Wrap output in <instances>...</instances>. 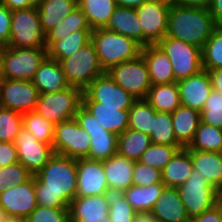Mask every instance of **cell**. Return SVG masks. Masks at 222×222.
Returning <instances> with one entry per match:
<instances>
[{
  "label": "cell",
  "instance_id": "obj_1",
  "mask_svg": "<svg viewBox=\"0 0 222 222\" xmlns=\"http://www.w3.org/2000/svg\"><path fill=\"white\" fill-rule=\"evenodd\" d=\"M37 204L68 208L77 194V160L54 154L35 175Z\"/></svg>",
  "mask_w": 222,
  "mask_h": 222
},
{
  "label": "cell",
  "instance_id": "obj_2",
  "mask_svg": "<svg viewBox=\"0 0 222 222\" xmlns=\"http://www.w3.org/2000/svg\"><path fill=\"white\" fill-rule=\"evenodd\" d=\"M218 26L208 8L170 7L166 35L202 49Z\"/></svg>",
  "mask_w": 222,
  "mask_h": 222
},
{
  "label": "cell",
  "instance_id": "obj_3",
  "mask_svg": "<svg viewBox=\"0 0 222 222\" xmlns=\"http://www.w3.org/2000/svg\"><path fill=\"white\" fill-rule=\"evenodd\" d=\"M91 42L104 72L118 64L136 59L142 49L134 39L105 28L94 29L91 32Z\"/></svg>",
  "mask_w": 222,
  "mask_h": 222
},
{
  "label": "cell",
  "instance_id": "obj_4",
  "mask_svg": "<svg viewBox=\"0 0 222 222\" xmlns=\"http://www.w3.org/2000/svg\"><path fill=\"white\" fill-rule=\"evenodd\" d=\"M83 90L69 86L55 93L40 94L34 112L53 125L75 118L82 106Z\"/></svg>",
  "mask_w": 222,
  "mask_h": 222
},
{
  "label": "cell",
  "instance_id": "obj_5",
  "mask_svg": "<svg viewBox=\"0 0 222 222\" xmlns=\"http://www.w3.org/2000/svg\"><path fill=\"white\" fill-rule=\"evenodd\" d=\"M46 56V48L0 47L3 79L31 81Z\"/></svg>",
  "mask_w": 222,
  "mask_h": 222
},
{
  "label": "cell",
  "instance_id": "obj_6",
  "mask_svg": "<svg viewBox=\"0 0 222 222\" xmlns=\"http://www.w3.org/2000/svg\"><path fill=\"white\" fill-rule=\"evenodd\" d=\"M59 63L67 83L82 90L96 77L105 73L100 66L95 47L91 41Z\"/></svg>",
  "mask_w": 222,
  "mask_h": 222
},
{
  "label": "cell",
  "instance_id": "obj_7",
  "mask_svg": "<svg viewBox=\"0 0 222 222\" xmlns=\"http://www.w3.org/2000/svg\"><path fill=\"white\" fill-rule=\"evenodd\" d=\"M177 190L190 219L201 215L220 202V192L209 185L206 177H202L195 169L187 180L177 187Z\"/></svg>",
  "mask_w": 222,
  "mask_h": 222
},
{
  "label": "cell",
  "instance_id": "obj_8",
  "mask_svg": "<svg viewBox=\"0 0 222 222\" xmlns=\"http://www.w3.org/2000/svg\"><path fill=\"white\" fill-rule=\"evenodd\" d=\"M17 48H46L36 7L12 11L11 32L8 45Z\"/></svg>",
  "mask_w": 222,
  "mask_h": 222
},
{
  "label": "cell",
  "instance_id": "obj_9",
  "mask_svg": "<svg viewBox=\"0 0 222 222\" xmlns=\"http://www.w3.org/2000/svg\"><path fill=\"white\" fill-rule=\"evenodd\" d=\"M157 45L170 59L175 82L198 74L203 70L201 48L167 36H164Z\"/></svg>",
  "mask_w": 222,
  "mask_h": 222
},
{
  "label": "cell",
  "instance_id": "obj_10",
  "mask_svg": "<svg viewBox=\"0 0 222 222\" xmlns=\"http://www.w3.org/2000/svg\"><path fill=\"white\" fill-rule=\"evenodd\" d=\"M90 135L77 123L75 118L54 126V153L72 159L88 158L90 152Z\"/></svg>",
  "mask_w": 222,
  "mask_h": 222
},
{
  "label": "cell",
  "instance_id": "obj_11",
  "mask_svg": "<svg viewBox=\"0 0 222 222\" xmlns=\"http://www.w3.org/2000/svg\"><path fill=\"white\" fill-rule=\"evenodd\" d=\"M107 73L114 82L130 93L135 99H146L152 84L144 58L123 62L112 67Z\"/></svg>",
  "mask_w": 222,
  "mask_h": 222
},
{
  "label": "cell",
  "instance_id": "obj_12",
  "mask_svg": "<svg viewBox=\"0 0 222 222\" xmlns=\"http://www.w3.org/2000/svg\"><path fill=\"white\" fill-rule=\"evenodd\" d=\"M75 120L90 135L89 159L103 161L117 153L118 135L105 130L83 106L79 108Z\"/></svg>",
  "mask_w": 222,
  "mask_h": 222
},
{
  "label": "cell",
  "instance_id": "obj_13",
  "mask_svg": "<svg viewBox=\"0 0 222 222\" xmlns=\"http://www.w3.org/2000/svg\"><path fill=\"white\" fill-rule=\"evenodd\" d=\"M136 99L117 85L110 75L96 77L84 90L82 101H95L100 106H120V110H129Z\"/></svg>",
  "mask_w": 222,
  "mask_h": 222
},
{
  "label": "cell",
  "instance_id": "obj_14",
  "mask_svg": "<svg viewBox=\"0 0 222 222\" xmlns=\"http://www.w3.org/2000/svg\"><path fill=\"white\" fill-rule=\"evenodd\" d=\"M170 7L160 0H147L135 8L143 31V47L157 44L166 35Z\"/></svg>",
  "mask_w": 222,
  "mask_h": 222
},
{
  "label": "cell",
  "instance_id": "obj_15",
  "mask_svg": "<svg viewBox=\"0 0 222 222\" xmlns=\"http://www.w3.org/2000/svg\"><path fill=\"white\" fill-rule=\"evenodd\" d=\"M39 95L32 81L3 79L0 106L22 114L34 111Z\"/></svg>",
  "mask_w": 222,
  "mask_h": 222
},
{
  "label": "cell",
  "instance_id": "obj_16",
  "mask_svg": "<svg viewBox=\"0 0 222 222\" xmlns=\"http://www.w3.org/2000/svg\"><path fill=\"white\" fill-rule=\"evenodd\" d=\"M18 161L36 175L55 154L53 146L38 141L25 128L20 130L14 142Z\"/></svg>",
  "mask_w": 222,
  "mask_h": 222
},
{
  "label": "cell",
  "instance_id": "obj_17",
  "mask_svg": "<svg viewBox=\"0 0 222 222\" xmlns=\"http://www.w3.org/2000/svg\"><path fill=\"white\" fill-rule=\"evenodd\" d=\"M0 206L7 217H28L38 206L35 190V175L27 182L11 186L0 193Z\"/></svg>",
  "mask_w": 222,
  "mask_h": 222
},
{
  "label": "cell",
  "instance_id": "obj_18",
  "mask_svg": "<svg viewBox=\"0 0 222 222\" xmlns=\"http://www.w3.org/2000/svg\"><path fill=\"white\" fill-rule=\"evenodd\" d=\"M110 194L103 161L89 158L77 159L76 197Z\"/></svg>",
  "mask_w": 222,
  "mask_h": 222
},
{
  "label": "cell",
  "instance_id": "obj_19",
  "mask_svg": "<svg viewBox=\"0 0 222 222\" xmlns=\"http://www.w3.org/2000/svg\"><path fill=\"white\" fill-rule=\"evenodd\" d=\"M68 210L69 222H111L109 194L75 197Z\"/></svg>",
  "mask_w": 222,
  "mask_h": 222
},
{
  "label": "cell",
  "instance_id": "obj_20",
  "mask_svg": "<svg viewBox=\"0 0 222 222\" xmlns=\"http://www.w3.org/2000/svg\"><path fill=\"white\" fill-rule=\"evenodd\" d=\"M182 106L202 111L206 100L213 91L207 70L176 82Z\"/></svg>",
  "mask_w": 222,
  "mask_h": 222
},
{
  "label": "cell",
  "instance_id": "obj_21",
  "mask_svg": "<svg viewBox=\"0 0 222 222\" xmlns=\"http://www.w3.org/2000/svg\"><path fill=\"white\" fill-rule=\"evenodd\" d=\"M140 55L147 65L152 86L175 82L170 59L157 44L142 47Z\"/></svg>",
  "mask_w": 222,
  "mask_h": 222
},
{
  "label": "cell",
  "instance_id": "obj_22",
  "mask_svg": "<svg viewBox=\"0 0 222 222\" xmlns=\"http://www.w3.org/2000/svg\"><path fill=\"white\" fill-rule=\"evenodd\" d=\"M135 161L118 153L103 160L105 177L110 193H120L127 190L132 184V175Z\"/></svg>",
  "mask_w": 222,
  "mask_h": 222
},
{
  "label": "cell",
  "instance_id": "obj_23",
  "mask_svg": "<svg viewBox=\"0 0 222 222\" xmlns=\"http://www.w3.org/2000/svg\"><path fill=\"white\" fill-rule=\"evenodd\" d=\"M150 212L163 222H190L177 188L164 187Z\"/></svg>",
  "mask_w": 222,
  "mask_h": 222
},
{
  "label": "cell",
  "instance_id": "obj_24",
  "mask_svg": "<svg viewBox=\"0 0 222 222\" xmlns=\"http://www.w3.org/2000/svg\"><path fill=\"white\" fill-rule=\"evenodd\" d=\"M31 81L39 94L55 93L70 86L60 63L48 56L41 62Z\"/></svg>",
  "mask_w": 222,
  "mask_h": 222
},
{
  "label": "cell",
  "instance_id": "obj_25",
  "mask_svg": "<svg viewBox=\"0 0 222 222\" xmlns=\"http://www.w3.org/2000/svg\"><path fill=\"white\" fill-rule=\"evenodd\" d=\"M82 106L105 130L119 135L128 128L129 110H120V106H100L95 101H82Z\"/></svg>",
  "mask_w": 222,
  "mask_h": 222
},
{
  "label": "cell",
  "instance_id": "obj_26",
  "mask_svg": "<svg viewBox=\"0 0 222 222\" xmlns=\"http://www.w3.org/2000/svg\"><path fill=\"white\" fill-rule=\"evenodd\" d=\"M193 169L205 176L209 185L222 191V153L200 150H190Z\"/></svg>",
  "mask_w": 222,
  "mask_h": 222
},
{
  "label": "cell",
  "instance_id": "obj_27",
  "mask_svg": "<svg viewBox=\"0 0 222 222\" xmlns=\"http://www.w3.org/2000/svg\"><path fill=\"white\" fill-rule=\"evenodd\" d=\"M105 29L132 38L143 47V31L135 8L117 6Z\"/></svg>",
  "mask_w": 222,
  "mask_h": 222
},
{
  "label": "cell",
  "instance_id": "obj_28",
  "mask_svg": "<svg viewBox=\"0 0 222 222\" xmlns=\"http://www.w3.org/2000/svg\"><path fill=\"white\" fill-rule=\"evenodd\" d=\"M193 171L190 150L182 147L176 151L172 159L161 171L165 187L177 188L182 185Z\"/></svg>",
  "mask_w": 222,
  "mask_h": 222
},
{
  "label": "cell",
  "instance_id": "obj_29",
  "mask_svg": "<svg viewBox=\"0 0 222 222\" xmlns=\"http://www.w3.org/2000/svg\"><path fill=\"white\" fill-rule=\"evenodd\" d=\"M171 117L177 142L182 147H187L201 122L200 111L180 105L171 113Z\"/></svg>",
  "mask_w": 222,
  "mask_h": 222
},
{
  "label": "cell",
  "instance_id": "obj_30",
  "mask_svg": "<svg viewBox=\"0 0 222 222\" xmlns=\"http://www.w3.org/2000/svg\"><path fill=\"white\" fill-rule=\"evenodd\" d=\"M78 7V0H39L37 9L44 33L53 29Z\"/></svg>",
  "mask_w": 222,
  "mask_h": 222
},
{
  "label": "cell",
  "instance_id": "obj_31",
  "mask_svg": "<svg viewBox=\"0 0 222 222\" xmlns=\"http://www.w3.org/2000/svg\"><path fill=\"white\" fill-rule=\"evenodd\" d=\"M92 31L93 30H77L61 40L54 41L47 48V56L58 62L72 56L91 41Z\"/></svg>",
  "mask_w": 222,
  "mask_h": 222
},
{
  "label": "cell",
  "instance_id": "obj_32",
  "mask_svg": "<svg viewBox=\"0 0 222 222\" xmlns=\"http://www.w3.org/2000/svg\"><path fill=\"white\" fill-rule=\"evenodd\" d=\"M146 100L155 111L160 112L173 113L181 105L176 82L151 86Z\"/></svg>",
  "mask_w": 222,
  "mask_h": 222
},
{
  "label": "cell",
  "instance_id": "obj_33",
  "mask_svg": "<svg viewBox=\"0 0 222 222\" xmlns=\"http://www.w3.org/2000/svg\"><path fill=\"white\" fill-rule=\"evenodd\" d=\"M165 187L164 183L152 184L149 186L131 185L123 191L126 200L137 212H150Z\"/></svg>",
  "mask_w": 222,
  "mask_h": 222
},
{
  "label": "cell",
  "instance_id": "obj_34",
  "mask_svg": "<svg viewBox=\"0 0 222 222\" xmlns=\"http://www.w3.org/2000/svg\"><path fill=\"white\" fill-rule=\"evenodd\" d=\"M91 29L105 28L117 7L115 0H78Z\"/></svg>",
  "mask_w": 222,
  "mask_h": 222
},
{
  "label": "cell",
  "instance_id": "obj_35",
  "mask_svg": "<svg viewBox=\"0 0 222 222\" xmlns=\"http://www.w3.org/2000/svg\"><path fill=\"white\" fill-rule=\"evenodd\" d=\"M150 144L151 139L148 134L127 128L118 135L117 153L133 161H138Z\"/></svg>",
  "mask_w": 222,
  "mask_h": 222
},
{
  "label": "cell",
  "instance_id": "obj_36",
  "mask_svg": "<svg viewBox=\"0 0 222 222\" xmlns=\"http://www.w3.org/2000/svg\"><path fill=\"white\" fill-rule=\"evenodd\" d=\"M77 30H92L86 15L77 7L45 34L46 49L54 42L63 39Z\"/></svg>",
  "mask_w": 222,
  "mask_h": 222
},
{
  "label": "cell",
  "instance_id": "obj_37",
  "mask_svg": "<svg viewBox=\"0 0 222 222\" xmlns=\"http://www.w3.org/2000/svg\"><path fill=\"white\" fill-rule=\"evenodd\" d=\"M187 148L189 150L221 152L222 129L200 122L193 140Z\"/></svg>",
  "mask_w": 222,
  "mask_h": 222
},
{
  "label": "cell",
  "instance_id": "obj_38",
  "mask_svg": "<svg viewBox=\"0 0 222 222\" xmlns=\"http://www.w3.org/2000/svg\"><path fill=\"white\" fill-rule=\"evenodd\" d=\"M155 113L146 99H136L129 109L128 128L150 135Z\"/></svg>",
  "mask_w": 222,
  "mask_h": 222
},
{
  "label": "cell",
  "instance_id": "obj_39",
  "mask_svg": "<svg viewBox=\"0 0 222 222\" xmlns=\"http://www.w3.org/2000/svg\"><path fill=\"white\" fill-rule=\"evenodd\" d=\"M151 143L181 146L175 137L173 131V122L171 113L156 111L152 125V132L150 133Z\"/></svg>",
  "mask_w": 222,
  "mask_h": 222
},
{
  "label": "cell",
  "instance_id": "obj_40",
  "mask_svg": "<svg viewBox=\"0 0 222 222\" xmlns=\"http://www.w3.org/2000/svg\"><path fill=\"white\" fill-rule=\"evenodd\" d=\"M202 68H222V27L218 26L201 49Z\"/></svg>",
  "mask_w": 222,
  "mask_h": 222
},
{
  "label": "cell",
  "instance_id": "obj_41",
  "mask_svg": "<svg viewBox=\"0 0 222 222\" xmlns=\"http://www.w3.org/2000/svg\"><path fill=\"white\" fill-rule=\"evenodd\" d=\"M54 126L34 111L23 113V128L42 143L53 144Z\"/></svg>",
  "mask_w": 222,
  "mask_h": 222
},
{
  "label": "cell",
  "instance_id": "obj_42",
  "mask_svg": "<svg viewBox=\"0 0 222 222\" xmlns=\"http://www.w3.org/2000/svg\"><path fill=\"white\" fill-rule=\"evenodd\" d=\"M23 128V114L0 106V142L14 143Z\"/></svg>",
  "mask_w": 222,
  "mask_h": 222
},
{
  "label": "cell",
  "instance_id": "obj_43",
  "mask_svg": "<svg viewBox=\"0 0 222 222\" xmlns=\"http://www.w3.org/2000/svg\"><path fill=\"white\" fill-rule=\"evenodd\" d=\"M180 148H182V146H168L151 143L142 153L138 162L162 171L166 164L172 159L176 151Z\"/></svg>",
  "mask_w": 222,
  "mask_h": 222
},
{
  "label": "cell",
  "instance_id": "obj_44",
  "mask_svg": "<svg viewBox=\"0 0 222 222\" xmlns=\"http://www.w3.org/2000/svg\"><path fill=\"white\" fill-rule=\"evenodd\" d=\"M34 175L19 161L0 167V193L11 186H18L29 181Z\"/></svg>",
  "mask_w": 222,
  "mask_h": 222
},
{
  "label": "cell",
  "instance_id": "obj_45",
  "mask_svg": "<svg viewBox=\"0 0 222 222\" xmlns=\"http://www.w3.org/2000/svg\"><path fill=\"white\" fill-rule=\"evenodd\" d=\"M137 211L126 200L124 194H109V218L111 222H133Z\"/></svg>",
  "mask_w": 222,
  "mask_h": 222
},
{
  "label": "cell",
  "instance_id": "obj_46",
  "mask_svg": "<svg viewBox=\"0 0 222 222\" xmlns=\"http://www.w3.org/2000/svg\"><path fill=\"white\" fill-rule=\"evenodd\" d=\"M201 122L222 129V96L212 91L200 112Z\"/></svg>",
  "mask_w": 222,
  "mask_h": 222
},
{
  "label": "cell",
  "instance_id": "obj_47",
  "mask_svg": "<svg viewBox=\"0 0 222 222\" xmlns=\"http://www.w3.org/2000/svg\"><path fill=\"white\" fill-rule=\"evenodd\" d=\"M27 218L29 222H69V210L38 205Z\"/></svg>",
  "mask_w": 222,
  "mask_h": 222
},
{
  "label": "cell",
  "instance_id": "obj_48",
  "mask_svg": "<svg viewBox=\"0 0 222 222\" xmlns=\"http://www.w3.org/2000/svg\"><path fill=\"white\" fill-rule=\"evenodd\" d=\"M133 185L149 186L162 183L161 171L146 164L135 161L132 175Z\"/></svg>",
  "mask_w": 222,
  "mask_h": 222
},
{
  "label": "cell",
  "instance_id": "obj_49",
  "mask_svg": "<svg viewBox=\"0 0 222 222\" xmlns=\"http://www.w3.org/2000/svg\"><path fill=\"white\" fill-rule=\"evenodd\" d=\"M11 17L12 11L0 2V47L8 45L11 32Z\"/></svg>",
  "mask_w": 222,
  "mask_h": 222
},
{
  "label": "cell",
  "instance_id": "obj_50",
  "mask_svg": "<svg viewBox=\"0 0 222 222\" xmlns=\"http://www.w3.org/2000/svg\"><path fill=\"white\" fill-rule=\"evenodd\" d=\"M18 162L17 149L14 143L0 142V167Z\"/></svg>",
  "mask_w": 222,
  "mask_h": 222
},
{
  "label": "cell",
  "instance_id": "obj_51",
  "mask_svg": "<svg viewBox=\"0 0 222 222\" xmlns=\"http://www.w3.org/2000/svg\"><path fill=\"white\" fill-rule=\"evenodd\" d=\"M221 201L201 215L193 217L190 222H220Z\"/></svg>",
  "mask_w": 222,
  "mask_h": 222
},
{
  "label": "cell",
  "instance_id": "obj_52",
  "mask_svg": "<svg viewBox=\"0 0 222 222\" xmlns=\"http://www.w3.org/2000/svg\"><path fill=\"white\" fill-rule=\"evenodd\" d=\"M10 11L36 7L39 0H0Z\"/></svg>",
  "mask_w": 222,
  "mask_h": 222
},
{
  "label": "cell",
  "instance_id": "obj_53",
  "mask_svg": "<svg viewBox=\"0 0 222 222\" xmlns=\"http://www.w3.org/2000/svg\"><path fill=\"white\" fill-rule=\"evenodd\" d=\"M209 12L217 26L222 25V0H212L209 6Z\"/></svg>",
  "mask_w": 222,
  "mask_h": 222
},
{
  "label": "cell",
  "instance_id": "obj_54",
  "mask_svg": "<svg viewBox=\"0 0 222 222\" xmlns=\"http://www.w3.org/2000/svg\"><path fill=\"white\" fill-rule=\"evenodd\" d=\"M211 79L212 88L222 96V68L207 70Z\"/></svg>",
  "mask_w": 222,
  "mask_h": 222
},
{
  "label": "cell",
  "instance_id": "obj_55",
  "mask_svg": "<svg viewBox=\"0 0 222 222\" xmlns=\"http://www.w3.org/2000/svg\"><path fill=\"white\" fill-rule=\"evenodd\" d=\"M212 0H178V6L191 8H209Z\"/></svg>",
  "mask_w": 222,
  "mask_h": 222
},
{
  "label": "cell",
  "instance_id": "obj_56",
  "mask_svg": "<svg viewBox=\"0 0 222 222\" xmlns=\"http://www.w3.org/2000/svg\"><path fill=\"white\" fill-rule=\"evenodd\" d=\"M147 0H115L119 7L137 8L140 7Z\"/></svg>",
  "mask_w": 222,
  "mask_h": 222
},
{
  "label": "cell",
  "instance_id": "obj_57",
  "mask_svg": "<svg viewBox=\"0 0 222 222\" xmlns=\"http://www.w3.org/2000/svg\"><path fill=\"white\" fill-rule=\"evenodd\" d=\"M133 222H155V217L151 212H137Z\"/></svg>",
  "mask_w": 222,
  "mask_h": 222
},
{
  "label": "cell",
  "instance_id": "obj_58",
  "mask_svg": "<svg viewBox=\"0 0 222 222\" xmlns=\"http://www.w3.org/2000/svg\"><path fill=\"white\" fill-rule=\"evenodd\" d=\"M6 222H29L27 217H9Z\"/></svg>",
  "mask_w": 222,
  "mask_h": 222
},
{
  "label": "cell",
  "instance_id": "obj_59",
  "mask_svg": "<svg viewBox=\"0 0 222 222\" xmlns=\"http://www.w3.org/2000/svg\"><path fill=\"white\" fill-rule=\"evenodd\" d=\"M7 215L4 209L0 206V222H6L7 221Z\"/></svg>",
  "mask_w": 222,
  "mask_h": 222
},
{
  "label": "cell",
  "instance_id": "obj_60",
  "mask_svg": "<svg viewBox=\"0 0 222 222\" xmlns=\"http://www.w3.org/2000/svg\"><path fill=\"white\" fill-rule=\"evenodd\" d=\"M160 1H162L163 3H166L170 6L178 5V0H160Z\"/></svg>",
  "mask_w": 222,
  "mask_h": 222
},
{
  "label": "cell",
  "instance_id": "obj_61",
  "mask_svg": "<svg viewBox=\"0 0 222 222\" xmlns=\"http://www.w3.org/2000/svg\"><path fill=\"white\" fill-rule=\"evenodd\" d=\"M2 81H3V75H2V70H1V66H0V89H1Z\"/></svg>",
  "mask_w": 222,
  "mask_h": 222
},
{
  "label": "cell",
  "instance_id": "obj_62",
  "mask_svg": "<svg viewBox=\"0 0 222 222\" xmlns=\"http://www.w3.org/2000/svg\"><path fill=\"white\" fill-rule=\"evenodd\" d=\"M220 222H222V201H221V213H220Z\"/></svg>",
  "mask_w": 222,
  "mask_h": 222
}]
</instances>
